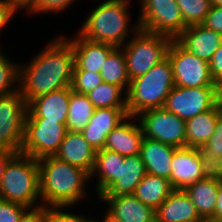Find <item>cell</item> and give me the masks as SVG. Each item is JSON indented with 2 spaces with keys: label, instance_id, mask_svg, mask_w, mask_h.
<instances>
[{
  "label": "cell",
  "instance_id": "cell-1",
  "mask_svg": "<svg viewBox=\"0 0 222 222\" xmlns=\"http://www.w3.org/2000/svg\"><path fill=\"white\" fill-rule=\"evenodd\" d=\"M74 52L66 36H56L27 64H19L18 90L29 104L38 96L71 87Z\"/></svg>",
  "mask_w": 222,
  "mask_h": 222
},
{
  "label": "cell",
  "instance_id": "cell-2",
  "mask_svg": "<svg viewBox=\"0 0 222 222\" xmlns=\"http://www.w3.org/2000/svg\"><path fill=\"white\" fill-rule=\"evenodd\" d=\"M38 168L39 192L45 207L67 209L76 206L87 196L85 188L90 179L83 169L55 156L38 159Z\"/></svg>",
  "mask_w": 222,
  "mask_h": 222
},
{
  "label": "cell",
  "instance_id": "cell-3",
  "mask_svg": "<svg viewBox=\"0 0 222 222\" xmlns=\"http://www.w3.org/2000/svg\"><path fill=\"white\" fill-rule=\"evenodd\" d=\"M131 0H104L87 15L78 34L85 39L122 47L140 30L139 20L131 25ZM131 26V27H130ZM133 34V35H131Z\"/></svg>",
  "mask_w": 222,
  "mask_h": 222
},
{
  "label": "cell",
  "instance_id": "cell-4",
  "mask_svg": "<svg viewBox=\"0 0 222 222\" xmlns=\"http://www.w3.org/2000/svg\"><path fill=\"white\" fill-rule=\"evenodd\" d=\"M175 86L172 65L166 57L146 74L130 81L127 92V113L129 116L164 107L166 98Z\"/></svg>",
  "mask_w": 222,
  "mask_h": 222
},
{
  "label": "cell",
  "instance_id": "cell-5",
  "mask_svg": "<svg viewBox=\"0 0 222 222\" xmlns=\"http://www.w3.org/2000/svg\"><path fill=\"white\" fill-rule=\"evenodd\" d=\"M0 199L28 208L42 205L39 192L38 159L17 153L7 163L0 184Z\"/></svg>",
  "mask_w": 222,
  "mask_h": 222
},
{
  "label": "cell",
  "instance_id": "cell-6",
  "mask_svg": "<svg viewBox=\"0 0 222 222\" xmlns=\"http://www.w3.org/2000/svg\"><path fill=\"white\" fill-rule=\"evenodd\" d=\"M172 39L140 29L121 47L127 63L130 81L146 74L167 57Z\"/></svg>",
  "mask_w": 222,
  "mask_h": 222
},
{
  "label": "cell",
  "instance_id": "cell-7",
  "mask_svg": "<svg viewBox=\"0 0 222 222\" xmlns=\"http://www.w3.org/2000/svg\"><path fill=\"white\" fill-rule=\"evenodd\" d=\"M67 132L66 125L46 118L26 115L24 137L20 153L40 159L54 156Z\"/></svg>",
  "mask_w": 222,
  "mask_h": 222
},
{
  "label": "cell",
  "instance_id": "cell-8",
  "mask_svg": "<svg viewBox=\"0 0 222 222\" xmlns=\"http://www.w3.org/2000/svg\"><path fill=\"white\" fill-rule=\"evenodd\" d=\"M140 29L175 40L187 27L176 0H140Z\"/></svg>",
  "mask_w": 222,
  "mask_h": 222
},
{
  "label": "cell",
  "instance_id": "cell-9",
  "mask_svg": "<svg viewBox=\"0 0 222 222\" xmlns=\"http://www.w3.org/2000/svg\"><path fill=\"white\" fill-rule=\"evenodd\" d=\"M136 118L145 138L176 148L186 147V121L164 107L146 110Z\"/></svg>",
  "mask_w": 222,
  "mask_h": 222
},
{
  "label": "cell",
  "instance_id": "cell-10",
  "mask_svg": "<svg viewBox=\"0 0 222 222\" xmlns=\"http://www.w3.org/2000/svg\"><path fill=\"white\" fill-rule=\"evenodd\" d=\"M167 57L172 65L175 86L215 87L209 63L184 49L176 40L170 43Z\"/></svg>",
  "mask_w": 222,
  "mask_h": 222
},
{
  "label": "cell",
  "instance_id": "cell-11",
  "mask_svg": "<svg viewBox=\"0 0 222 222\" xmlns=\"http://www.w3.org/2000/svg\"><path fill=\"white\" fill-rule=\"evenodd\" d=\"M28 104L19 90L0 97V146L20 153Z\"/></svg>",
  "mask_w": 222,
  "mask_h": 222
},
{
  "label": "cell",
  "instance_id": "cell-12",
  "mask_svg": "<svg viewBox=\"0 0 222 222\" xmlns=\"http://www.w3.org/2000/svg\"><path fill=\"white\" fill-rule=\"evenodd\" d=\"M215 107V87L174 86L166 98L164 108L187 121Z\"/></svg>",
  "mask_w": 222,
  "mask_h": 222
},
{
  "label": "cell",
  "instance_id": "cell-13",
  "mask_svg": "<svg viewBox=\"0 0 222 222\" xmlns=\"http://www.w3.org/2000/svg\"><path fill=\"white\" fill-rule=\"evenodd\" d=\"M203 179L199 148H176L171 161L170 184L174 189H185Z\"/></svg>",
  "mask_w": 222,
  "mask_h": 222
},
{
  "label": "cell",
  "instance_id": "cell-14",
  "mask_svg": "<svg viewBox=\"0 0 222 222\" xmlns=\"http://www.w3.org/2000/svg\"><path fill=\"white\" fill-rule=\"evenodd\" d=\"M67 39L71 42L74 52L73 71L99 73L108 55L116 48L111 44L85 39L78 33L74 38L70 36Z\"/></svg>",
  "mask_w": 222,
  "mask_h": 222
},
{
  "label": "cell",
  "instance_id": "cell-15",
  "mask_svg": "<svg viewBox=\"0 0 222 222\" xmlns=\"http://www.w3.org/2000/svg\"><path fill=\"white\" fill-rule=\"evenodd\" d=\"M100 201L107 203L111 215L122 222H156V210L143 204L133 194L100 195Z\"/></svg>",
  "mask_w": 222,
  "mask_h": 222
},
{
  "label": "cell",
  "instance_id": "cell-16",
  "mask_svg": "<svg viewBox=\"0 0 222 222\" xmlns=\"http://www.w3.org/2000/svg\"><path fill=\"white\" fill-rule=\"evenodd\" d=\"M184 49L209 63L222 44V34L203 24L187 27L176 39Z\"/></svg>",
  "mask_w": 222,
  "mask_h": 222
},
{
  "label": "cell",
  "instance_id": "cell-17",
  "mask_svg": "<svg viewBox=\"0 0 222 222\" xmlns=\"http://www.w3.org/2000/svg\"><path fill=\"white\" fill-rule=\"evenodd\" d=\"M127 116V108L95 109L90 121L81 133L96 150L103 149L108 134Z\"/></svg>",
  "mask_w": 222,
  "mask_h": 222
},
{
  "label": "cell",
  "instance_id": "cell-18",
  "mask_svg": "<svg viewBox=\"0 0 222 222\" xmlns=\"http://www.w3.org/2000/svg\"><path fill=\"white\" fill-rule=\"evenodd\" d=\"M96 151L81 132L67 131L54 156L90 174L94 166Z\"/></svg>",
  "mask_w": 222,
  "mask_h": 222
},
{
  "label": "cell",
  "instance_id": "cell-19",
  "mask_svg": "<svg viewBox=\"0 0 222 222\" xmlns=\"http://www.w3.org/2000/svg\"><path fill=\"white\" fill-rule=\"evenodd\" d=\"M70 99V87L36 97L28 104L30 118H46L66 125Z\"/></svg>",
  "mask_w": 222,
  "mask_h": 222
},
{
  "label": "cell",
  "instance_id": "cell-20",
  "mask_svg": "<svg viewBox=\"0 0 222 222\" xmlns=\"http://www.w3.org/2000/svg\"><path fill=\"white\" fill-rule=\"evenodd\" d=\"M132 120L134 122L136 120L137 123ZM143 138L144 135L137 118L128 115L108 134L103 149L114 151L123 156L138 155Z\"/></svg>",
  "mask_w": 222,
  "mask_h": 222
},
{
  "label": "cell",
  "instance_id": "cell-21",
  "mask_svg": "<svg viewBox=\"0 0 222 222\" xmlns=\"http://www.w3.org/2000/svg\"><path fill=\"white\" fill-rule=\"evenodd\" d=\"M145 175L146 168L140 154L134 156L119 154L118 177L101 195L134 194Z\"/></svg>",
  "mask_w": 222,
  "mask_h": 222
},
{
  "label": "cell",
  "instance_id": "cell-22",
  "mask_svg": "<svg viewBox=\"0 0 222 222\" xmlns=\"http://www.w3.org/2000/svg\"><path fill=\"white\" fill-rule=\"evenodd\" d=\"M198 218L196 207L183 189H174L156 209V222H190Z\"/></svg>",
  "mask_w": 222,
  "mask_h": 222
},
{
  "label": "cell",
  "instance_id": "cell-23",
  "mask_svg": "<svg viewBox=\"0 0 222 222\" xmlns=\"http://www.w3.org/2000/svg\"><path fill=\"white\" fill-rule=\"evenodd\" d=\"M175 149L174 146L144 137L140 156L145 164L146 173L169 179Z\"/></svg>",
  "mask_w": 222,
  "mask_h": 222
},
{
  "label": "cell",
  "instance_id": "cell-24",
  "mask_svg": "<svg viewBox=\"0 0 222 222\" xmlns=\"http://www.w3.org/2000/svg\"><path fill=\"white\" fill-rule=\"evenodd\" d=\"M222 114L216 107L186 121V147L201 148L213 135Z\"/></svg>",
  "mask_w": 222,
  "mask_h": 222
},
{
  "label": "cell",
  "instance_id": "cell-25",
  "mask_svg": "<svg viewBox=\"0 0 222 222\" xmlns=\"http://www.w3.org/2000/svg\"><path fill=\"white\" fill-rule=\"evenodd\" d=\"M219 180L203 178L187 186L184 191L196 207L200 217H213L219 189Z\"/></svg>",
  "mask_w": 222,
  "mask_h": 222
},
{
  "label": "cell",
  "instance_id": "cell-26",
  "mask_svg": "<svg viewBox=\"0 0 222 222\" xmlns=\"http://www.w3.org/2000/svg\"><path fill=\"white\" fill-rule=\"evenodd\" d=\"M119 153L111 150L100 149L96 151L94 166L89 174V179L97 176L95 191L99 197L118 177ZM94 177V178H93Z\"/></svg>",
  "mask_w": 222,
  "mask_h": 222
},
{
  "label": "cell",
  "instance_id": "cell-27",
  "mask_svg": "<svg viewBox=\"0 0 222 222\" xmlns=\"http://www.w3.org/2000/svg\"><path fill=\"white\" fill-rule=\"evenodd\" d=\"M173 190L169 179L146 173L133 195L156 210Z\"/></svg>",
  "mask_w": 222,
  "mask_h": 222
},
{
  "label": "cell",
  "instance_id": "cell-28",
  "mask_svg": "<svg viewBox=\"0 0 222 222\" xmlns=\"http://www.w3.org/2000/svg\"><path fill=\"white\" fill-rule=\"evenodd\" d=\"M99 73L105 83L118 85L128 92L130 79L127 72L126 57L121 47H116L108 55Z\"/></svg>",
  "mask_w": 222,
  "mask_h": 222
},
{
  "label": "cell",
  "instance_id": "cell-29",
  "mask_svg": "<svg viewBox=\"0 0 222 222\" xmlns=\"http://www.w3.org/2000/svg\"><path fill=\"white\" fill-rule=\"evenodd\" d=\"M95 111L86 94L76 93L70 87L69 110L66 121L67 131L81 132Z\"/></svg>",
  "mask_w": 222,
  "mask_h": 222
},
{
  "label": "cell",
  "instance_id": "cell-30",
  "mask_svg": "<svg viewBox=\"0 0 222 222\" xmlns=\"http://www.w3.org/2000/svg\"><path fill=\"white\" fill-rule=\"evenodd\" d=\"M86 95L95 109L127 108V92L115 84L103 82Z\"/></svg>",
  "mask_w": 222,
  "mask_h": 222
},
{
  "label": "cell",
  "instance_id": "cell-31",
  "mask_svg": "<svg viewBox=\"0 0 222 222\" xmlns=\"http://www.w3.org/2000/svg\"><path fill=\"white\" fill-rule=\"evenodd\" d=\"M185 26L203 24L211 8V0H176Z\"/></svg>",
  "mask_w": 222,
  "mask_h": 222
},
{
  "label": "cell",
  "instance_id": "cell-32",
  "mask_svg": "<svg viewBox=\"0 0 222 222\" xmlns=\"http://www.w3.org/2000/svg\"><path fill=\"white\" fill-rule=\"evenodd\" d=\"M1 51L0 49V97L18 91L19 87V64Z\"/></svg>",
  "mask_w": 222,
  "mask_h": 222
},
{
  "label": "cell",
  "instance_id": "cell-33",
  "mask_svg": "<svg viewBox=\"0 0 222 222\" xmlns=\"http://www.w3.org/2000/svg\"><path fill=\"white\" fill-rule=\"evenodd\" d=\"M103 82L100 73L73 71L71 90L76 93L87 94Z\"/></svg>",
  "mask_w": 222,
  "mask_h": 222
},
{
  "label": "cell",
  "instance_id": "cell-34",
  "mask_svg": "<svg viewBox=\"0 0 222 222\" xmlns=\"http://www.w3.org/2000/svg\"><path fill=\"white\" fill-rule=\"evenodd\" d=\"M77 0H35L34 4L26 11V14H48L64 12Z\"/></svg>",
  "mask_w": 222,
  "mask_h": 222
},
{
  "label": "cell",
  "instance_id": "cell-35",
  "mask_svg": "<svg viewBox=\"0 0 222 222\" xmlns=\"http://www.w3.org/2000/svg\"><path fill=\"white\" fill-rule=\"evenodd\" d=\"M201 156V172L203 178L222 181V160L218 157L209 155L199 148Z\"/></svg>",
  "mask_w": 222,
  "mask_h": 222
},
{
  "label": "cell",
  "instance_id": "cell-36",
  "mask_svg": "<svg viewBox=\"0 0 222 222\" xmlns=\"http://www.w3.org/2000/svg\"><path fill=\"white\" fill-rule=\"evenodd\" d=\"M27 209L21 204L0 199V222H18Z\"/></svg>",
  "mask_w": 222,
  "mask_h": 222
},
{
  "label": "cell",
  "instance_id": "cell-37",
  "mask_svg": "<svg viewBox=\"0 0 222 222\" xmlns=\"http://www.w3.org/2000/svg\"><path fill=\"white\" fill-rule=\"evenodd\" d=\"M201 149L209 155L222 157V115L218 118L213 135L209 138Z\"/></svg>",
  "mask_w": 222,
  "mask_h": 222
},
{
  "label": "cell",
  "instance_id": "cell-38",
  "mask_svg": "<svg viewBox=\"0 0 222 222\" xmlns=\"http://www.w3.org/2000/svg\"><path fill=\"white\" fill-rule=\"evenodd\" d=\"M65 208H49L47 222H90L92 219L86 216L67 212Z\"/></svg>",
  "mask_w": 222,
  "mask_h": 222
},
{
  "label": "cell",
  "instance_id": "cell-39",
  "mask_svg": "<svg viewBox=\"0 0 222 222\" xmlns=\"http://www.w3.org/2000/svg\"><path fill=\"white\" fill-rule=\"evenodd\" d=\"M49 207L44 205L28 208L19 218L18 222H47Z\"/></svg>",
  "mask_w": 222,
  "mask_h": 222
},
{
  "label": "cell",
  "instance_id": "cell-40",
  "mask_svg": "<svg viewBox=\"0 0 222 222\" xmlns=\"http://www.w3.org/2000/svg\"><path fill=\"white\" fill-rule=\"evenodd\" d=\"M203 25L222 34V6L212 5Z\"/></svg>",
  "mask_w": 222,
  "mask_h": 222
},
{
  "label": "cell",
  "instance_id": "cell-41",
  "mask_svg": "<svg viewBox=\"0 0 222 222\" xmlns=\"http://www.w3.org/2000/svg\"><path fill=\"white\" fill-rule=\"evenodd\" d=\"M209 67L213 80L215 82L222 80V44L209 61Z\"/></svg>",
  "mask_w": 222,
  "mask_h": 222
},
{
  "label": "cell",
  "instance_id": "cell-42",
  "mask_svg": "<svg viewBox=\"0 0 222 222\" xmlns=\"http://www.w3.org/2000/svg\"><path fill=\"white\" fill-rule=\"evenodd\" d=\"M17 12L8 2L0 0V33L1 30L7 27V24L11 22L12 17Z\"/></svg>",
  "mask_w": 222,
  "mask_h": 222
},
{
  "label": "cell",
  "instance_id": "cell-43",
  "mask_svg": "<svg viewBox=\"0 0 222 222\" xmlns=\"http://www.w3.org/2000/svg\"><path fill=\"white\" fill-rule=\"evenodd\" d=\"M17 153H11L7 149L0 146V184L2 182V177L7 163L16 155Z\"/></svg>",
  "mask_w": 222,
  "mask_h": 222
},
{
  "label": "cell",
  "instance_id": "cell-44",
  "mask_svg": "<svg viewBox=\"0 0 222 222\" xmlns=\"http://www.w3.org/2000/svg\"><path fill=\"white\" fill-rule=\"evenodd\" d=\"M212 219H214L217 222L222 219V181L219 182L216 206Z\"/></svg>",
  "mask_w": 222,
  "mask_h": 222
},
{
  "label": "cell",
  "instance_id": "cell-45",
  "mask_svg": "<svg viewBox=\"0 0 222 222\" xmlns=\"http://www.w3.org/2000/svg\"><path fill=\"white\" fill-rule=\"evenodd\" d=\"M8 2L16 11L22 10L27 11L35 2V0H5Z\"/></svg>",
  "mask_w": 222,
  "mask_h": 222
},
{
  "label": "cell",
  "instance_id": "cell-46",
  "mask_svg": "<svg viewBox=\"0 0 222 222\" xmlns=\"http://www.w3.org/2000/svg\"><path fill=\"white\" fill-rule=\"evenodd\" d=\"M215 107L222 114V80L215 82Z\"/></svg>",
  "mask_w": 222,
  "mask_h": 222
},
{
  "label": "cell",
  "instance_id": "cell-47",
  "mask_svg": "<svg viewBox=\"0 0 222 222\" xmlns=\"http://www.w3.org/2000/svg\"><path fill=\"white\" fill-rule=\"evenodd\" d=\"M106 215H104L103 220L99 221L98 219H95L97 222H122L120 219H117L113 215H111L108 211L105 212Z\"/></svg>",
  "mask_w": 222,
  "mask_h": 222
},
{
  "label": "cell",
  "instance_id": "cell-48",
  "mask_svg": "<svg viewBox=\"0 0 222 222\" xmlns=\"http://www.w3.org/2000/svg\"><path fill=\"white\" fill-rule=\"evenodd\" d=\"M190 222H217V221H215L214 219L209 218V217H200V218L190 221Z\"/></svg>",
  "mask_w": 222,
  "mask_h": 222
},
{
  "label": "cell",
  "instance_id": "cell-49",
  "mask_svg": "<svg viewBox=\"0 0 222 222\" xmlns=\"http://www.w3.org/2000/svg\"><path fill=\"white\" fill-rule=\"evenodd\" d=\"M211 5L222 6V0H211Z\"/></svg>",
  "mask_w": 222,
  "mask_h": 222
},
{
  "label": "cell",
  "instance_id": "cell-50",
  "mask_svg": "<svg viewBox=\"0 0 222 222\" xmlns=\"http://www.w3.org/2000/svg\"><path fill=\"white\" fill-rule=\"evenodd\" d=\"M90 222H97L94 218Z\"/></svg>",
  "mask_w": 222,
  "mask_h": 222
}]
</instances>
